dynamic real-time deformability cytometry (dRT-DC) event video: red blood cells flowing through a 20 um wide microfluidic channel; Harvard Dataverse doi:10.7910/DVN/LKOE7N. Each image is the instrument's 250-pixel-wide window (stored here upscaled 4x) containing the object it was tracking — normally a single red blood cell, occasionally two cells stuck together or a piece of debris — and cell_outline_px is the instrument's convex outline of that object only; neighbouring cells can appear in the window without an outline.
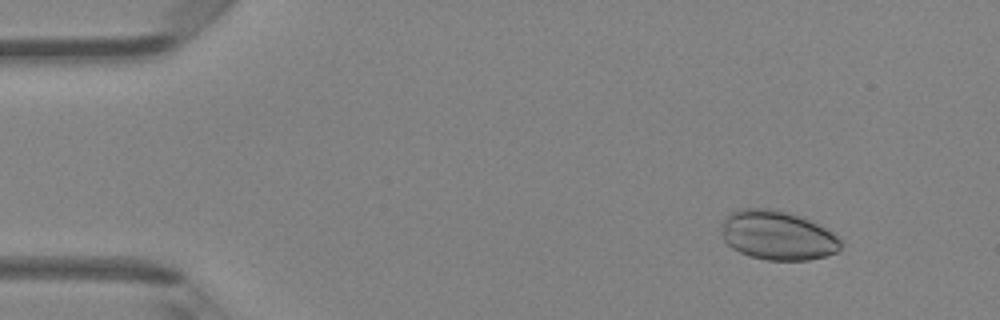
{"species": "Egyptian fruit bat (a non-hibernating species)", "species_latin": "Rousettus aegyptiacus", "temperature_condition": "room temperature", "stored_images_in_passage": 42, "camera_frame_rate_fps": 3000, "um_per_image_px": 0.085, "animal": {"sex": "female"}, "frame": {"image": 1, "passage_image": 1, "time_ms": 0.0, "image_size_px": [1000, 320], "cell_outline_px": [[840, 248], [836, 252], [824, 256], [808, 260], [768, 260], [748, 256], [732, 248], [724, 240], [724, 216], [728, 212], [740, 208], [776, 208], [804, 216], [820, 224], [832, 232], [840, 240]], "centroid_in_image_um": [66.1, 19.97], "position_along_channel_um": 18.9, "area_um2": 34.51}}
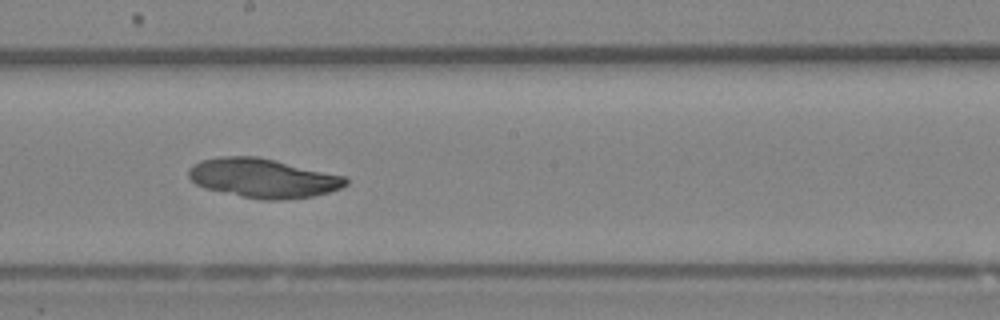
{"frame": {"image": 2, "passage_image": 22, "time_ms": 7.0, "image_size_px": [1000, 320], "cell_outline_px": [[348, 184], [340, 188], [328, 192], [312, 196], [280, 200], [260, 200], [204, 188], [196, 184], [188, 176], [188, 168], [192, 164], [200, 160], [220, 156], [256, 156], [348, 176]], "centroid_in_image_um": [22.35, 15.13], "position_along_channel_um": 225.8, "area_um2": 36.07}}
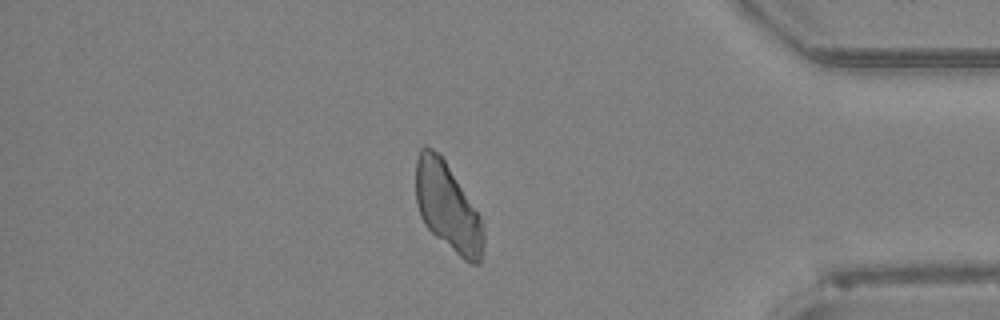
{"frame": {"image": 3, "passage_image": 36, "time_ms": 11.667, "image_size_px": [1000, 320], "cell_outline_px": [[484, 244], [480, 260], [476, 264], [472, 264], [464, 260], [436, 236], [424, 224], [420, 216], [416, 204], [416, 160], [420, 148], [424, 144], [440, 152], [480, 216], [484, 232]], "centroid_in_image_um": [38.03, 17.55], "position_along_channel_um": 397.2, "area_um2": 34.74}}